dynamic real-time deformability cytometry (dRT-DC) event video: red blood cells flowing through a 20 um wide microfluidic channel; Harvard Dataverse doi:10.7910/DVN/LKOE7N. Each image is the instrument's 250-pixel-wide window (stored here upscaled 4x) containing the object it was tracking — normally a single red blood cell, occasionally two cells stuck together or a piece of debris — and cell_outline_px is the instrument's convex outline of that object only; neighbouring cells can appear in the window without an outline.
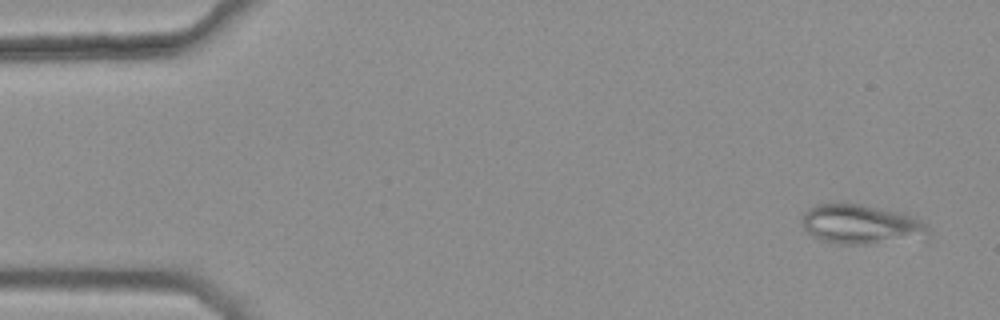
{"species": "common noctule bat (a hibernating species)", "species_latin": "Nyctalus noctula", "temperature_condition": "warm", "stored_images_in_passage": 3, "camera_frame_rate_fps": 3000, "um_per_image_px": 0.085, "animal": {"sex": "female", "body_mass_g": 25.1}, "frame": {"image": 1, "passage_image": 1, "time_ms": 0.0, "image_size_px": [1000, 320], "cell_outline_px": [[932, 232], [928, 240], [868, 244], [836, 244], [820, 240], [812, 236], [800, 224], [804, 212], [808, 208], [816, 204], [844, 200], [896, 212], [920, 220], [928, 224]], "centroid_in_image_um": [73.22, 19.08], "position_along_channel_um": 11.8, "area_um2": 30.4}}